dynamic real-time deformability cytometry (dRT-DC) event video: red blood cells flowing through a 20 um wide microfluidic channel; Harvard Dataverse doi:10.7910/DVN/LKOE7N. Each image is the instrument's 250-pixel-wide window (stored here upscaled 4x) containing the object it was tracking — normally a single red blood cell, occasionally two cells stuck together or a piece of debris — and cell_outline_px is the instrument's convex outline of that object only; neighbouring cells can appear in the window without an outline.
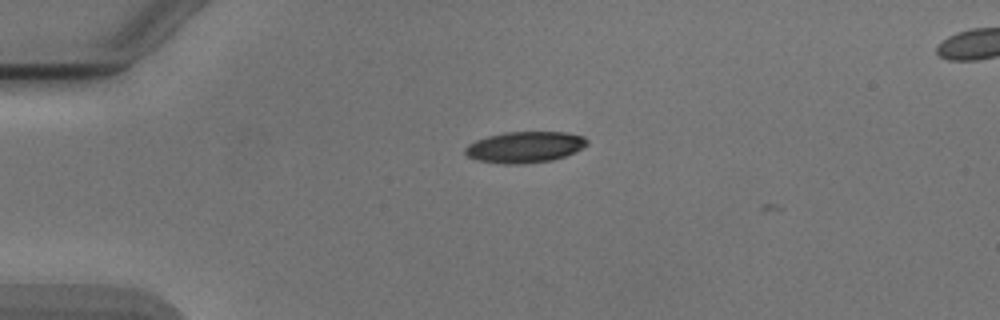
{"species": "Egyptian fruit bat (a non-hibernating species)", "species_latin": "Rousettus aegyptiacus", "temperature_condition": "cold", "stored_images_in_passage": 5, "camera_frame_rate_fps": 3000, "um_per_image_px": 0.085, "animal": {"sex": "male"}, "frame": {"image": 1, "passage_image": 1, "time_ms": 0.0, "image_size_px": [1000, 320], "cell_outline_px": [[588, 144], [576, 152], [552, 160], [524, 164], [504, 164], [476, 160], [468, 156], [464, 152], [464, 148], [468, 144], [476, 140], [488, 136], [504, 132], [564, 132], [584, 136], [588, 140]], "centroid_in_image_um": [44.61, 12.5], "position_along_channel_um": 40.4, "area_um2": 22.25}}